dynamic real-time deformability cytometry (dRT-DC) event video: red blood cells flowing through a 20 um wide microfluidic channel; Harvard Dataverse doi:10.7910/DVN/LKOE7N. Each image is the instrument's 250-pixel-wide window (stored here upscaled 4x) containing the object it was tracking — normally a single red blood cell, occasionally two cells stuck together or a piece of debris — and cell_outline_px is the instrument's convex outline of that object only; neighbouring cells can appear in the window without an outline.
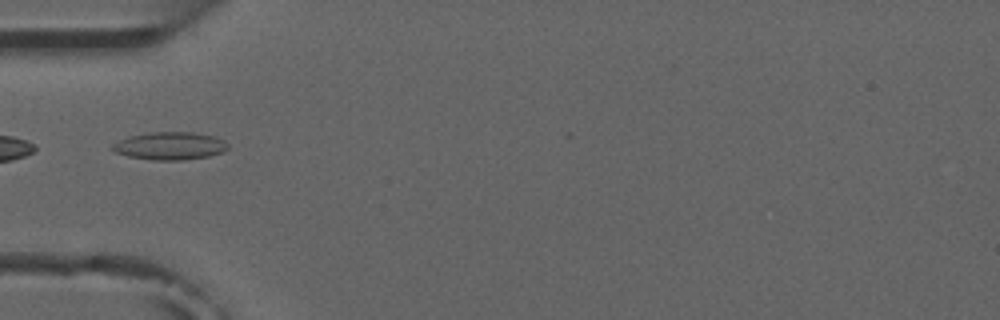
{"species": "common noctule bat (a hibernating species)", "species_latin": "Nyctalus noctula", "temperature_condition": "room temperature", "stored_images_in_passage": 2, "camera_frame_rate_fps": 3000, "um_per_image_px": 0.085, "animal": {"sex": "male", "forearm_length_mm": 52.5}, "frame": {"image": 1, "passage_image": 1, "time_ms": 0.0, "image_size_px": [1000, 320], "cell_outline_px": [[228, 148], [220, 152], [208, 156], [184, 160], [152, 160], [128, 156], [116, 152], [112, 148], [112, 144], [120, 140], [132, 136], [148, 132], [192, 132], [212, 136], [224, 140], [228, 144]], "centroid_in_image_um": [14.44, 12.4], "position_along_channel_um": 70.6, "area_um2": 18.44}}
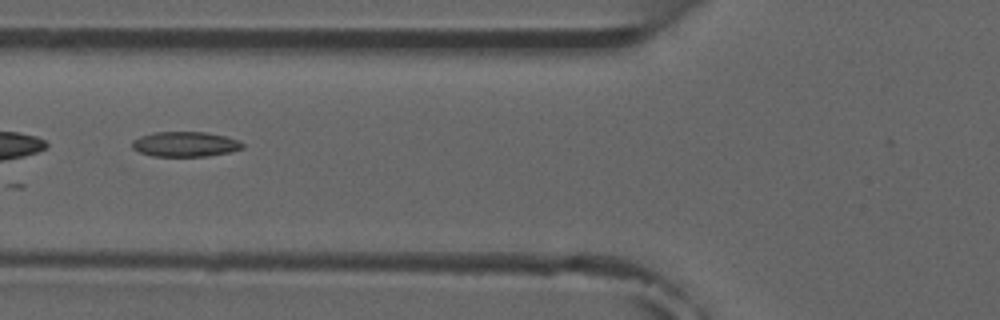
{"frame": {"image": 2, "passage_image": 2, "time_ms": 1.0, "image_size_px": [1000, 320], "cell_outline_px": [[244, 148], [228, 152], [208, 156], [152, 156], [140, 152], [132, 148], [132, 140], [140, 136], [156, 132], [208, 132], [240, 140], [244, 144]], "centroid_in_image_um": [15.75, 12.25], "position_along_channel_um": 110.0, "area_um2": 16.13}}